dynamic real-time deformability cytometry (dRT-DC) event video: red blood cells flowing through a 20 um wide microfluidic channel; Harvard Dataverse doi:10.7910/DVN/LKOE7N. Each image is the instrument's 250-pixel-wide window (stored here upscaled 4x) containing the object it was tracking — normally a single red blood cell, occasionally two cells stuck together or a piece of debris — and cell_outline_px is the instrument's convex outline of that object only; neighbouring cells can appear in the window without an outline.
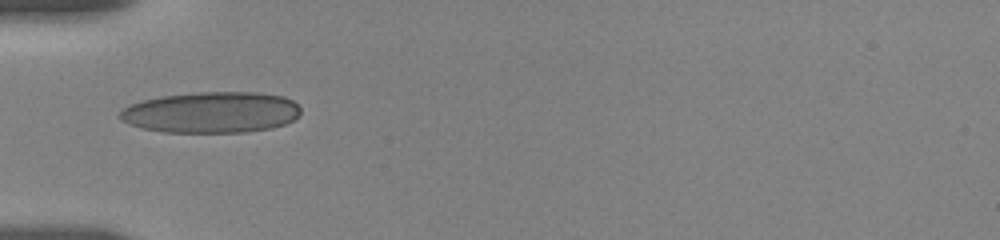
{"species": "human", "species_latin": "Homo sapiens", "temperature_condition": "room temperature", "stored_images_in_passage": 3, "camera_frame_rate_fps": 3000, "um_per_image_px": 0.085, "donor": {"sex": "female"}, "frame": {"image": 1, "passage_image": 2, "time_ms": 1.0, "image_size_px": [1000, 240], "cell_outline_px": [[300, 112], [292, 120], [284, 124], [272, 128], [244, 132], [164, 132], [140, 128], [120, 120], [116, 116], [124, 108], [132, 104], [144, 100], [160, 96], [200, 92], [256, 92], [284, 96], [292, 100], [300, 108]], "centroid_in_image_um": [17.94, 9.55], "position_along_channel_um": 67.1, "area_um2": 43.29}}